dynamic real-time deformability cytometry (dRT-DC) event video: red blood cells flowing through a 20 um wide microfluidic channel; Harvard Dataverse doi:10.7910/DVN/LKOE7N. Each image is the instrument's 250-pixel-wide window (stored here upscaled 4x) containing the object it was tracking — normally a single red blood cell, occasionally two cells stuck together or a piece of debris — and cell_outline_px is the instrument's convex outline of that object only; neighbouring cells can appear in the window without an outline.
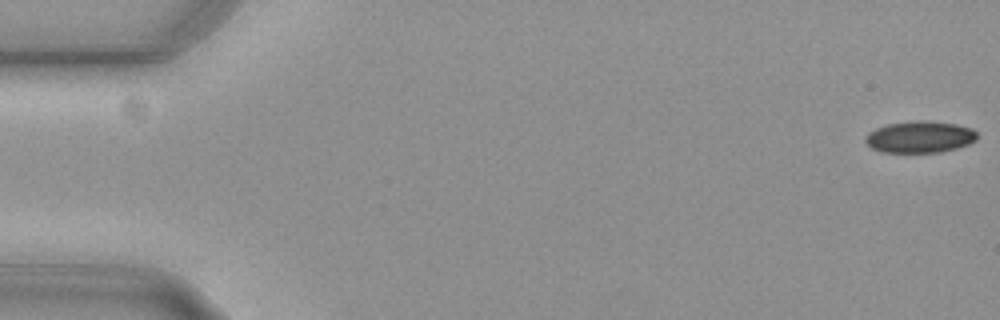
{"species": "common noctule bat (a hibernating species)", "species_latin": "Nyctalus noctula", "temperature_condition": "cold", "stored_images_in_passage": 12, "camera_frame_rate_fps": 3000, "um_per_image_px": 0.085, "animal": {"sex": "female", "body_mass_g": 29.2, "forearm_length_mm": 56.3}, "frame": {"image": 1, "passage_image": 1, "time_ms": 0.0, "image_size_px": [1000, 320], "cell_outline_px": [[976, 140], [968, 144], [956, 148], [940, 152], [880, 152], [872, 148], [864, 140], [868, 132], [876, 128], [888, 124], [916, 120], [928, 120], [956, 124], [972, 128], [976, 132]], "centroid_in_image_um": [78.18, 11.63], "position_along_channel_um": 6.8, "area_um2": 20.63}}